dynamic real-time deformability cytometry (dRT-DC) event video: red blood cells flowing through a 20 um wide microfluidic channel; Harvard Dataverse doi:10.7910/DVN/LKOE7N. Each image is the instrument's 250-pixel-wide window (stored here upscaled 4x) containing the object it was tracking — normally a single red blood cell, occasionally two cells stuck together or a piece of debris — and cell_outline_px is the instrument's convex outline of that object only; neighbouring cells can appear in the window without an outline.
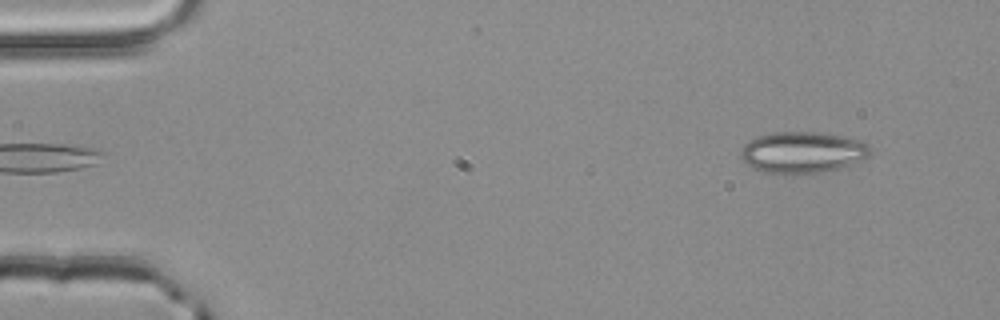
{"species": "common noctule bat (a hibernating species)", "species_latin": "Nyctalus noctula", "temperature_condition": "room temperature", "stored_images_in_passage": 2, "camera_frame_rate_fps": 3000, "um_per_image_px": 0.085, "animal": {"sex": "male", "body_mass_g": 20.4}, "frame": {"image": 1, "passage_image": 2, "time_ms": 0.333, "image_size_px": [1000, 320], "cell_outline_px": [[872, 152], [868, 156], [848, 164], [836, 168], [820, 172], [792, 176], [764, 172], [752, 168], [740, 156], [740, 148], [744, 144], [756, 136], [772, 132], [820, 132], [860, 140], [868, 144], [872, 148]], "centroid_in_image_um": [68.16, 12.96], "position_along_channel_um": 16.8, "area_um2": 31.44}}